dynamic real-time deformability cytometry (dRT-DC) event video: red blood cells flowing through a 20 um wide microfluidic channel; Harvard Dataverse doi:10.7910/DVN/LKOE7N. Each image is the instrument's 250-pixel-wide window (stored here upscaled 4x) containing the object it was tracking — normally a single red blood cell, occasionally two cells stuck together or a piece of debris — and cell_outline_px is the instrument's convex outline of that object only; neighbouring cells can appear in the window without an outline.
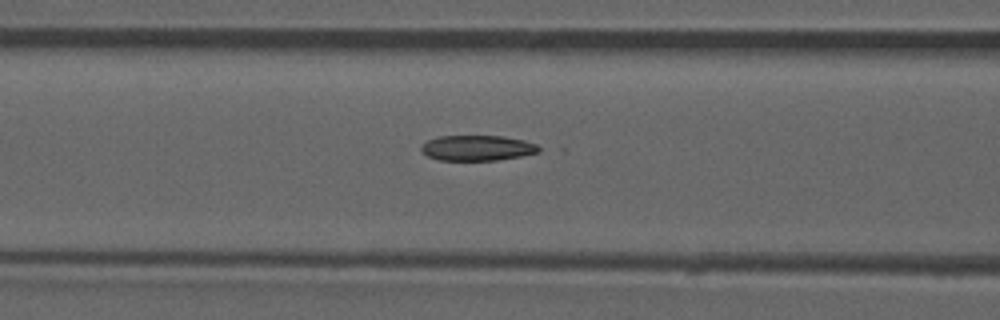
{"species": "common noctule bat (a hibernating species)", "species_latin": "Nyctalus noctula", "temperature_condition": "room temperature", "stored_images_in_passage": 48, "camera_frame_rate_fps": 3000, "um_per_image_px": 0.085, "animal": {"sex": "male", "forearm_length_mm": 52.5}, "frame": {"image": 1, "passage_image": 21, "time_ms": 6.667, "image_size_px": [1000, 320], "cell_outline_px": [[544, 148], [540, 152], [520, 156], [496, 160], [440, 160], [428, 156], [420, 148], [428, 140], [440, 136], [504, 136], [524, 140], [536, 144]], "centroid_in_image_um": [40.64, 12.57], "position_along_channel_um": 126.0, "area_um2": 17.34}, "authors_computed_cell_mechanics": {"area_um2": 18.5827, "velocity_mm_per_s": 3.9358, "shape_relaxation_time_tau1_ms": null, "shape_relaxation_time_tau2_ms": 7.797, "deformation_change_tau1": null, "deformation_change_tau2": 0.1635}}